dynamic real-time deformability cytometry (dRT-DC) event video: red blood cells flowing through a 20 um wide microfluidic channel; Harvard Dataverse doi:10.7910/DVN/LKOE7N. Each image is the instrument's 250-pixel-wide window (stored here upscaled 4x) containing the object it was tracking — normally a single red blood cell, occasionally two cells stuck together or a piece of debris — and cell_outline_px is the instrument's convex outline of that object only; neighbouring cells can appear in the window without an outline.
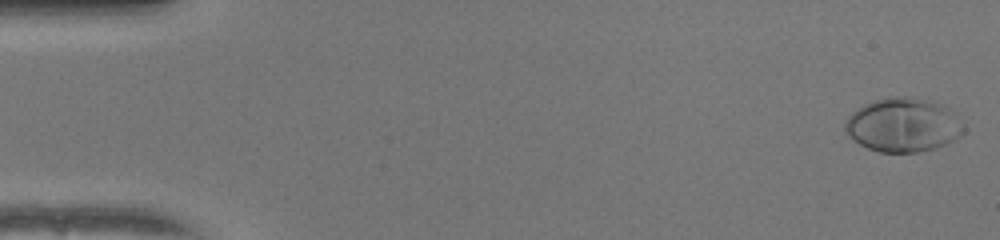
{"species": "human", "species_latin": "Homo sapiens", "temperature_condition": "warm", "stored_images_in_passage": 51, "camera_frame_rate_fps": 3000, "um_per_image_px": 0.085, "donor": {"sex": "female"}, "frame": {"image": 1, "passage_image": 1, "time_ms": 0.0, "image_size_px": [1000, 240], "cell_outline_px": [[964, 132], [956, 140], [936, 148], [916, 152], [880, 152], [868, 148], [852, 140], [844, 132], [844, 124], [848, 116], [852, 112], [864, 104], [872, 100], [888, 96], [904, 96], [928, 100], [944, 104], [956, 112], [964, 128]], "centroid_in_image_um": [76.77, 10.61], "position_along_channel_um": 8.2, "area_um2": 37.86}}
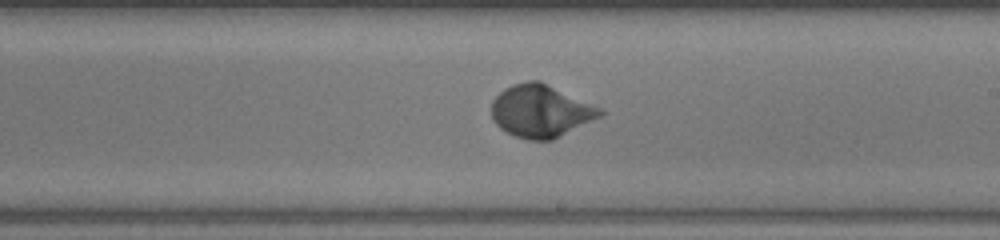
{"frame": {"image": 2, "passage_image": 30, "time_ms": 9.667, "image_size_px": [1000, 240], "cell_outline_px": [[604, 112], [600, 116], [552, 140], [528, 140], [516, 136], [500, 128], [492, 120], [492, 100], [504, 88], [512, 84], [528, 80], [540, 80], [604, 108]], "centroid_in_image_um": [45.97, 9.41], "position_along_channel_um": 243.0, "area_um2": 33.35}}
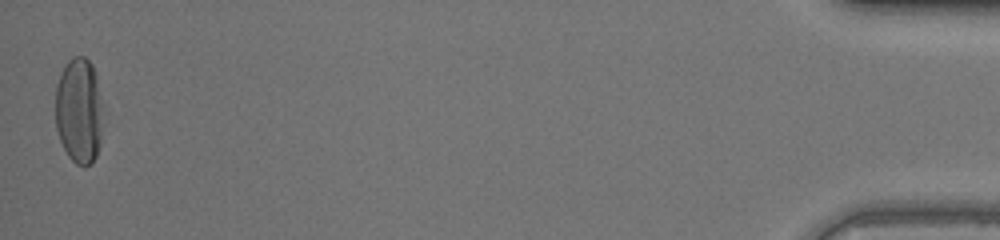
{"frame": {"image": 3, "passage_image": 51, "time_ms": 16.667, "image_size_px": [1000, 240], "cell_outline_px": [[100, 144], [96, 156], [92, 164], [76, 164], [68, 156], [60, 140], [56, 128], [56, 84], [68, 60], [72, 56], [84, 56], [92, 64], [96, 76], [100, 128]], "centroid_in_image_um": [6.66, 9.41], "position_along_channel_um": 428.5, "area_um2": 28.38}, "authors_computed_cell_mechanics": {"area_um2": 31.1542, "velocity_mm_per_s": 4.0293, "shape_relaxation_time_tau1_ms": 2.81, "shape_relaxation_time_tau2_ms": null, "deformation_change_tau1": 0.1919, "deformation_change_tau2": null}}